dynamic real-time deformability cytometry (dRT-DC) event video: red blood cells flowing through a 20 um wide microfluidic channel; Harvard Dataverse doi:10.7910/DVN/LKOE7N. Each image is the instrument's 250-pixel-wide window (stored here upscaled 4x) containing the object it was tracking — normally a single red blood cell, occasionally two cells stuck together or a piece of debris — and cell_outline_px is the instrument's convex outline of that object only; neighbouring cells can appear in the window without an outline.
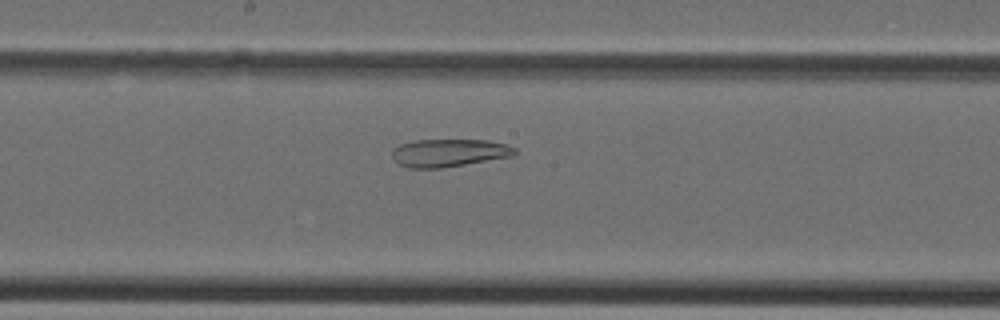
{"species": "Egyptian fruit bat (a non-hibernating species)", "species_latin": "Rousettus aegyptiacus", "temperature_condition": "cold", "stored_images_in_passage": 37, "camera_frame_rate_fps": 3000, "um_per_image_px": 0.085, "animal": {"sex": "female"}, "frame": {"image": 1, "passage_image": 18, "time_ms": 5.667, "image_size_px": [1000, 320], "cell_outline_px": [[516, 156], [440, 168], [408, 168], [392, 160], [392, 148], [400, 144], [416, 140], [488, 140], [504, 144], [516, 148]], "centroid_in_image_um": [38.15, 12.99], "position_along_channel_um": 210.0, "area_um2": 20.0}}
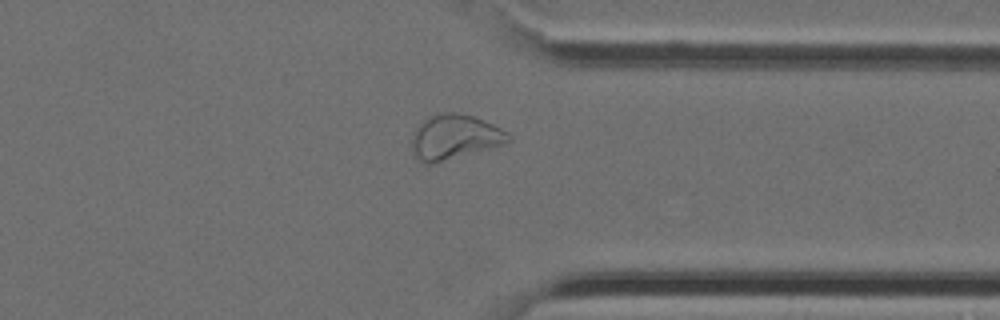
{"frame": {"image": 2, "passage_image": 28, "time_ms": 9.0, "image_size_px": [1000, 320], "cell_outline_px": [[512, 140], [504, 144], [432, 164], [424, 164], [416, 160], [412, 152], [412, 132], [424, 120], [432, 116], [444, 112], [452, 112], [472, 116], [484, 120], [508, 132], [512, 136]], "centroid_in_image_um": [38.62, 11.67], "position_along_channel_um": 372.8, "area_um2": 25.14}}
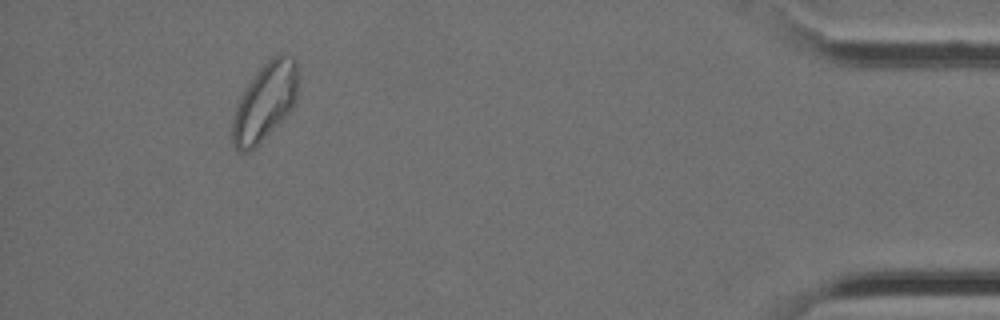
{"frame": {"image": 3, "passage_image": 34, "time_ms": 11.0, "image_size_px": [1000, 320], "cell_outline_px": [[300, 76], [296, 100], [288, 112], [248, 152], [240, 152], [232, 144], [232, 120], [236, 108], [248, 84], [256, 72], [272, 56], [280, 52], [284, 52], [292, 56], [296, 60]], "centroid_in_image_um": [22.56, 8.57], "position_along_channel_um": 412.6, "area_um2": 29.25}}